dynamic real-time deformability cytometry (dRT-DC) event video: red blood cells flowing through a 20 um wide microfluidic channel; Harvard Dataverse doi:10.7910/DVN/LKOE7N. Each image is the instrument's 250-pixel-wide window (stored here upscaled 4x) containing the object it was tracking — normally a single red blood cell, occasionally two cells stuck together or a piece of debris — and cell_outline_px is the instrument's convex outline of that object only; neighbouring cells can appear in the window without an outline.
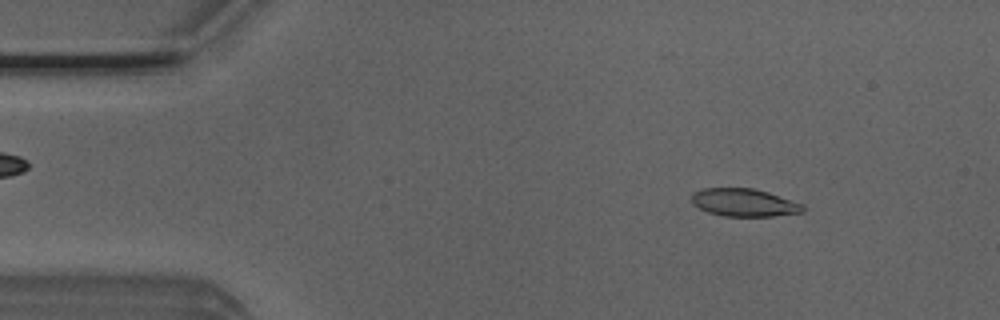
{"species": "Egyptian fruit bat (a non-hibernating species)", "species_latin": "Rousettus aegyptiacus", "temperature_condition": "room temperature", "stored_images_in_passage": 51, "camera_frame_rate_fps": 3000, "um_per_image_px": 0.085, "animal": {"sex": "male"}, "frame": {"image": 1, "passage_image": 6, "time_ms": 1.667, "image_size_px": [1000, 320], "cell_outline_px": [[804, 212], [772, 216], [724, 216], [708, 212], [692, 204], [692, 192], [700, 188], [752, 188], [768, 192], [804, 204]], "centroid_in_image_um": [63.24, 17.21], "position_along_channel_um": 21.8, "area_um2": 18.09}}
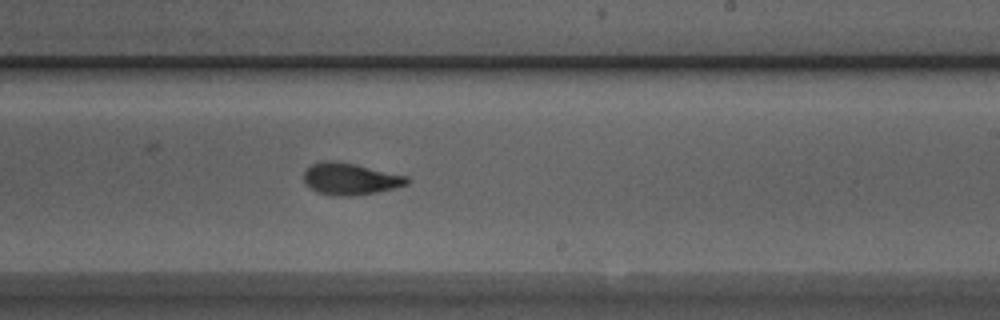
{"frame": {"image": 2, "passage_image": 30, "time_ms": 9.667, "image_size_px": [1000, 320], "cell_outline_px": [[412, 180], [408, 184], [396, 188], [376, 192], [352, 196], [332, 196], [316, 192], [304, 184], [304, 168], [320, 160], [336, 160], [356, 164], [408, 176]], "centroid_in_image_um": [29.75, 15.2], "position_along_channel_um": 259.3, "area_um2": 19.65}}
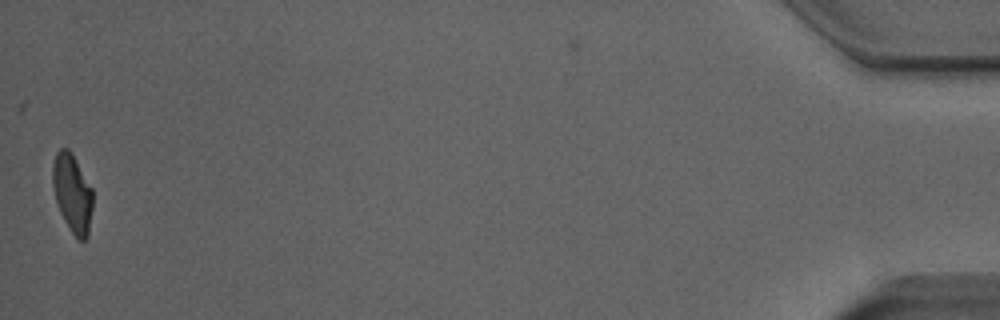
{"frame": {"image": 3, "passage_image": 51, "time_ms": 16.667, "image_size_px": [1000, 320], "cell_outline_px": [[92, 208], [88, 236], [84, 240], [80, 240], [72, 232], [64, 220], [56, 204], [52, 184], [52, 164], [56, 152], [60, 148], [68, 148], [92, 188]], "centroid_in_image_um": [6.13, 16.42], "position_along_channel_um": 429.1, "area_um2": 18.21}, "authors_computed_cell_mechanics": {"area_um2": 19.074, "velocity_mm_per_s": 3.8869, "shape_relaxation_time_tau1_ms": 4.4263, "shape_relaxation_time_tau2_ms": 1.4478, "deformation_change_tau1": 0.1619, "deformation_change_tau2": 0.0821}}